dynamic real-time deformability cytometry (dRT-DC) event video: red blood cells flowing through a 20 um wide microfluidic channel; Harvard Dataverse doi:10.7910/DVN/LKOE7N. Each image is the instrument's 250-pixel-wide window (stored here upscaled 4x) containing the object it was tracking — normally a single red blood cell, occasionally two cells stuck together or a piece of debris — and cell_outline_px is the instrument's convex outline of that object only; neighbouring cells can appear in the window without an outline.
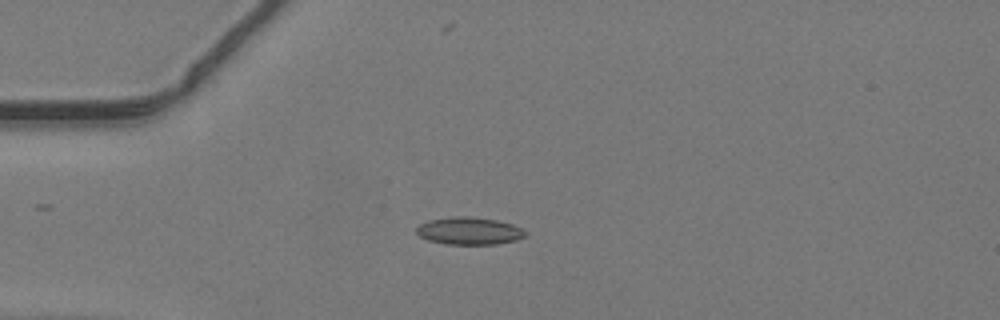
{"species": "common noctule bat (a hibernating species)", "species_latin": "Nyctalus noctula", "temperature_condition": "warm", "stored_images_in_passage": 47, "camera_frame_rate_fps": 3000, "um_per_image_px": 0.085, "animal": {"sex": "male", "body_mass_g": 19.2, "forearm_length_mm": 51.8}, "frame": {"image": 1, "passage_image": 12, "time_ms": 3.667, "image_size_px": [1000, 320], "cell_outline_px": [[528, 232], [524, 236], [516, 240], [496, 244], [444, 244], [428, 240], [420, 236], [416, 232], [416, 228], [420, 224], [428, 220], [452, 216], [468, 216], [496, 220], [512, 224]], "centroid_in_image_um": [39.86, 19.62], "position_along_channel_um": 45.1, "area_um2": 17.4}}
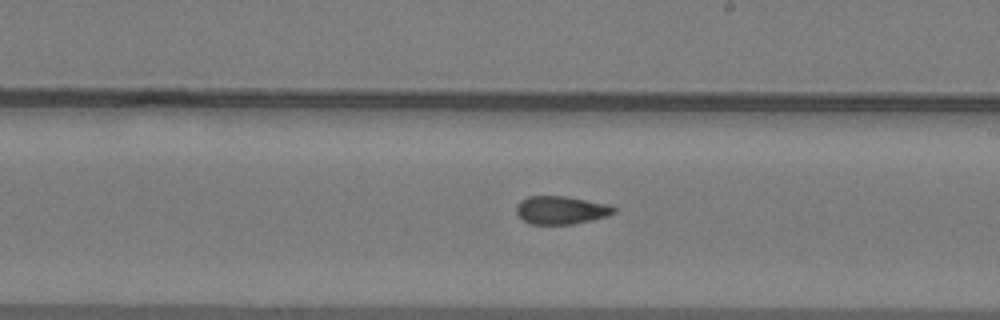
{"frame": {"image": 2, "passage_image": 27, "time_ms": 8.667, "image_size_px": [1000, 320], "cell_outline_px": [[616, 212], [608, 216], [572, 224], [532, 224], [524, 220], [516, 212], [516, 204], [520, 200], [528, 196], [564, 196], [608, 204], [616, 208]], "centroid_in_image_um": [47.68, 17.85], "position_along_channel_um": 241.3, "area_um2": 15.9}}
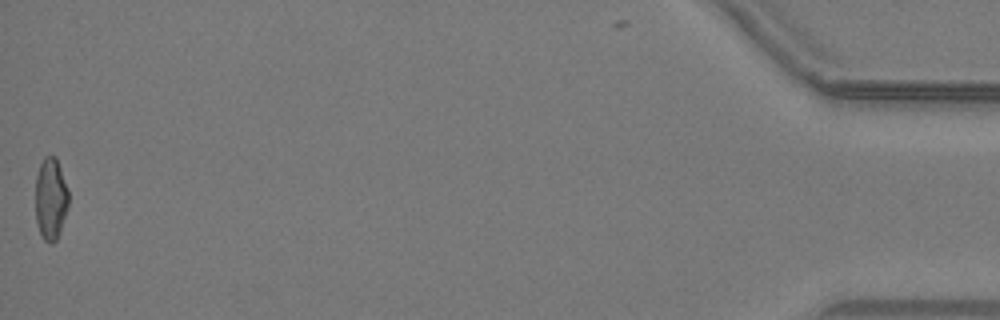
{"frame": {"image": 3, "passage_image": 47, "time_ms": 15.333, "image_size_px": [1000, 320], "cell_outline_px": [[68, 208], [60, 232], [56, 240], [52, 244], [48, 244], [44, 240], [40, 232], [36, 220], [36, 176], [40, 164], [44, 156], [56, 156], [68, 188]], "centroid_in_image_um": [4.32, 16.9], "position_along_channel_um": 430.9, "area_um2": 15.95}}